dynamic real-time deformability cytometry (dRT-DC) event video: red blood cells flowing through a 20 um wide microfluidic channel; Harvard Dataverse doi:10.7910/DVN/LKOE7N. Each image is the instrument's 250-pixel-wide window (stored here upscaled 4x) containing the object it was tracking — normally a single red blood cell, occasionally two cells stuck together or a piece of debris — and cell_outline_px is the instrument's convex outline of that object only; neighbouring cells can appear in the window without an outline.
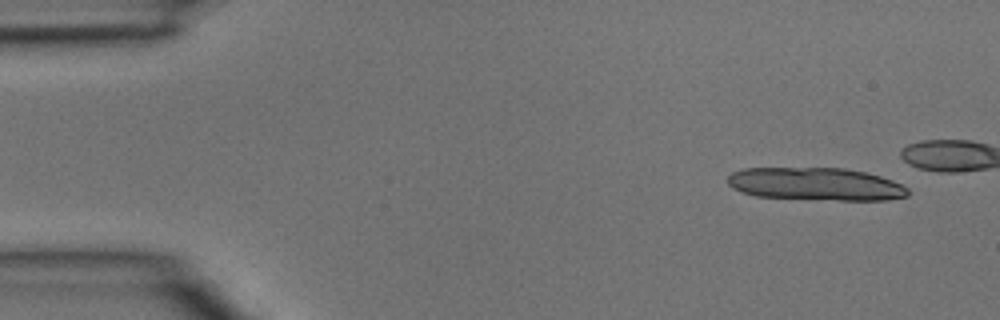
{"species": "common noctule bat (a hibernating species)", "species_latin": "Nyctalus noctula", "temperature_condition": "room temperature", "stored_images_in_passage": 3, "camera_frame_rate_fps": 3000, "um_per_image_px": 0.085, "animal": {"sex": "male", "body_mass_g": 15.6}, "frame": {"image": 1, "passage_image": 1, "time_ms": 0.0, "image_size_px": [1000, 320], "cell_outline_px": [[908, 196], [888, 200], [840, 200], [756, 196], [732, 188], [728, 184], [728, 176], [732, 172], [744, 168], [844, 168], [864, 172], [880, 176], [892, 180], [908, 188]], "centroid_in_image_um": [69.35, 15.64], "position_along_channel_um": 15.7, "area_um2": 34.28}}